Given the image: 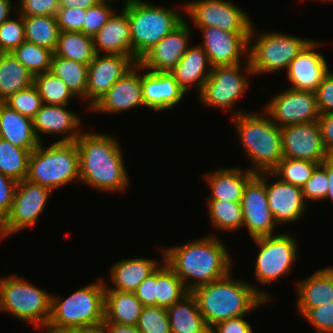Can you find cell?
Segmentation results:
<instances>
[{"mask_svg": "<svg viewBox=\"0 0 333 333\" xmlns=\"http://www.w3.org/2000/svg\"><path fill=\"white\" fill-rule=\"evenodd\" d=\"M0 138L30 152L40 144L34 132L33 120L4 102H0Z\"/></svg>", "mask_w": 333, "mask_h": 333, "instance_id": "f546056e", "label": "cell"}, {"mask_svg": "<svg viewBox=\"0 0 333 333\" xmlns=\"http://www.w3.org/2000/svg\"><path fill=\"white\" fill-rule=\"evenodd\" d=\"M227 276L191 291L209 329L221 321L250 315L253 310L272 299L263 289H257L243 279Z\"/></svg>", "mask_w": 333, "mask_h": 333, "instance_id": "3957f363", "label": "cell"}, {"mask_svg": "<svg viewBox=\"0 0 333 333\" xmlns=\"http://www.w3.org/2000/svg\"><path fill=\"white\" fill-rule=\"evenodd\" d=\"M185 19L155 44L139 60V65L147 71L170 72L188 49L191 26Z\"/></svg>", "mask_w": 333, "mask_h": 333, "instance_id": "ffe728a7", "label": "cell"}, {"mask_svg": "<svg viewBox=\"0 0 333 333\" xmlns=\"http://www.w3.org/2000/svg\"><path fill=\"white\" fill-rule=\"evenodd\" d=\"M136 62L126 55L95 54L88 65L86 102L88 110L118 81Z\"/></svg>", "mask_w": 333, "mask_h": 333, "instance_id": "d6986e66", "label": "cell"}, {"mask_svg": "<svg viewBox=\"0 0 333 333\" xmlns=\"http://www.w3.org/2000/svg\"><path fill=\"white\" fill-rule=\"evenodd\" d=\"M132 40V59L138 60L177 27L184 19L180 11L146 2L124 1Z\"/></svg>", "mask_w": 333, "mask_h": 333, "instance_id": "8992f818", "label": "cell"}, {"mask_svg": "<svg viewBox=\"0 0 333 333\" xmlns=\"http://www.w3.org/2000/svg\"><path fill=\"white\" fill-rule=\"evenodd\" d=\"M45 333H101L100 328H67L58 331H45Z\"/></svg>", "mask_w": 333, "mask_h": 333, "instance_id": "94428289", "label": "cell"}, {"mask_svg": "<svg viewBox=\"0 0 333 333\" xmlns=\"http://www.w3.org/2000/svg\"><path fill=\"white\" fill-rule=\"evenodd\" d=\"M33 85L37 88L43 104L65 106L69 105V100L76 98L62 79L50 71L36 74Z\"/></svg>", "mask_w": 333, "mask_h": 333, "instance_id": "ab89813d", "label": "cell"}, {"mask_svg": "<svg viewBox=\"0 0 333 333\" xmlns=\"http://www.w3.org/2000/svg\"><path fill=\"white\" fill-rule=\"evenodd\" d=\"M25 41L51 50L57 47L60 28L55 16H25Z\"/></svg>", "mask_w": 333, "mask_h": 333, "instance_id": "d590c367", "label": "cell"}, {"mask_svg": "<svg viewBox=\"0 0 333 333\" xmlns=\"http://www.w3.org/2000/svg\"><path fill=\"white\" fill-rule=\"evenodd\" d=\"M327 160L333 163V146L327 151Z\"/></svg>", "mask_w": 333, "mask_h": 333, "instance_id": "be15d7a7", "label": "cell"}, {"mask_svg": "<svg viewBox=\"0 0 333 333\" xmlns=\"http://www.w3.org/2000/svg\"><path fill=\"white\" fill-rule=\"evenodd\" d=\"M317 106L320 114L333 113V72L324 77L315 91Z\"/></svg>", "mask_w": 333, "mask_h": 333, "instance_id": "816d5d0a", "label": "cell"}, {"mask_svg": "<svg viewBox=\"0 0 333 333\" xmlns=\"http://www.w3.org/2000/svg\"><path fill=\"white\" fill-rule=\"evenodd\" d=\"M52 192L51 189L27 179L19 181L11 210L0 223V239L26 228H34Z\"/></svg>", "mask_w": 333, "mask_h": 333, "instance_id": "7c38bea8", "label": "cell"}, {"mask_svg": "<svg viewBox=\"0 0 333 333\" xmlns=\"http://www.w3.org/2000/svg\"><path fill=\"white\" fill-rule=\"evenodd\" d=\"M139 71L144 72V69L136 63L89 110L93 113L117 114L145 106Z\"/></svg>", "mask_w": 333, "mask_h": 333, "instance_id": "44dd1931", "label": "cell"}, {"mask_svg": "<svg viewBox=\"0 0 333 333\" xmlns=\"http://www.w3.org/2000/svg\"><path fill=\"white\" fill-rule=\"evenodd\" d=\"M17 183L14 179L0 173V223L11 210Z\"/></svg>", "mask_w": 333, "mask_h": 333, "instance_id": "f5cc1de1", "label": "cell"}, {"mask_svg": "<svg viewBox=\"0 0 333 333\" xmlns=\"http://www.w3.org/2000/svg\"><path fill=\"white\" fill-rule=\"evenodd\" d=\"M211 69L212 66L204 49L200 45H189L170 74L186 93L191 89L190 87L195 86L197 94H199L210 76Z\"/></svg>", "mask_w": 333, "mask_h": 333, "instance_id": "4316f807", "label": "cell"}, {"mask_svg": "<svg viewBox=\"0 0 333 333\" xmlns=\"http://www.w3.org/2000/svg\"><path fill=\"white\" fill-rule=\"evenodd\" d=\"M158 262L156 259L135 257L114 263L110 269V280L114 287H108L105 282V290L134 292L160 266Z\"/></svg>", "mask_w": 333, "mask_h": 333, "instance_id": "83f0119b", "label": "cell"}, {"mask_svg": "<svg viewBox=\"0 0 333 333\" xmlns=\"http://www.w3.org/2000/svg\"><path fill=\"white\" fill-rule=\"evenodd\" d=\"M266 185V193L270 211L278 226L299 221L308 207L302 192V187L282 181L273 172L258 173ZM275 182H268V179Z\"/></svg>", "mask_w": 333, "mask_h": 333, "instance_id": "e0dca14e", "label": "cell"}, {"mask_svg": "<svg viewBox=\"0 0 333 333\" xmlns=\"http://www.w3.org/2000/svg\"><path fill=\"white\" fill-rule=\"evenodd\" d=\"M244 62L246 64L243 69H241V64L212 67L210 76L198 94L205 107L234 110L236 102L248 90L250 83L248 75L253 76L248 59ZM244 69L245 75L240 72Z\"/></svg>", "mask_w": 333, "mask_h": 333, "instance_id": "8fae6325", "label": "cell"}, {"mask_svg": "<svg viewBox=\"0 0 333 333\" xmlns=\"http://www.w3.org/2000/svg\"><path fill=\"white\" fill-rule=\"evenodd\" d=\"M101 333H140L137 326L118 323H103Z\"/></svg>", "mask_w": 333, "mask_h": 333, "instance_id": "6f0895ef", "label": "cell"}, {"mask_svg": "<svg viewBox=\"0 0 333 333\" xmlns=\"http://www.w3.org/2000/svg\"><path fill=\"white\" fill-rule=\"evenodd\" d=\"M136 326L140 333H171L167 308L144 306Z\"/></svg>", "mask_w": 333, "mask_h": 333, "instance_id": "ee69618b", "label": "cell"}, {"mask_svg": "<svg viewBox=\"0 0 333 333\" xmlns=\"http://www.w3.org/2000/svg\"><path fill=\"white\" fill-rule=\"evenodd\" d=\"M262 111H231L239 142L252 162L249 170L255 174L272 172L283 158L280 127Z\"/></svg>", "mask_w": 333, "mask_h": 333, "instance_id": "277c9868", "label": "cell"}, {"mask_svg": "<svg viewBox=\"0 0 333 333\" xmlns=\"http://www.w3.org/2000/svg\"><path fill=\"white\" fill-rule=\"evenodd\" d=\"M157 269L150 274L134 291L144 306H156Z\"/></svg>", "mask_w": 333, "mask_h": 333, "instance_id": "db71d44e", "label": "cell"}, {"mask_svg": "<svg viewBox=\"0 0 333 333\" xmlns=\"http://www.w3.org/2000/svg\"><path fill=\"white\" fill-rule=\"evenodd\" d=\"M200 46L208 56L212 67L241 64V56L248 59L250 33H234L216 27H203ZM244 54V55H242Z\"/></svg>", "mask_w": 333, "mask_h": 333, "instance_id": "ac0fdd59", "label": "cell"}, {"mask_svg": "<svg viewBox=\"0 0 333 333\" xmlns=\"http://www.w3.org/2000/svg\"><path fill=\"white\" fill-rule=\"evenodd\" d=\"M67 105H47L43 104L33 120L35 135L40 143L39 135H66L55 142H75L83 132L80 131L81 120L74 113L67 109Z\"/></svg>", "mask_w": 333, "mask_h": 333, "instance_id": "603a6c76", "label": "cell"}, {"mask_svg": "<svg viewBox=\"0 0 333 333\" xmlns=\"http://www.w3.org/2000/svg\"><path fill=\"white\" fill-rule=\"evenodd\" d=\"M254 29L252 25L248 50V61L254 76L263 73H276L285 70V68V71H287L293 59L311 41L307 38L275 31L262 32L257 35L254 41Z\"/></svg>", "mask_w": 333, "mask_h": 333, "instance_id": "9c48e42d", "label": "cell"}, {"mask_svg": "<svg viewBox=\"0 0 333 333\" xmlns=\"http://www.w3.org/2000/svg\"><path fill=\"white\" fill-rule=\"evenodd\" d=\"M43 143L30 153L26 179L52 191L72 181L80 182L76 142H53L49 147Z\"/></svg>", "mask_w": 333, "mask_h": 333, "instance_id": "52a82bcc", "label": "cell"}, {"mask_svg": "<svg viewBox=\"0 0 333 333\" xmlns=\"http://www.w3.org/2000/svg\"><path fill=\"white\" fill-rule=\"evenodd\" d=\"M30 153L0 138V173L17 182L26 179Z\"/></svg>", "mask_w": 333, "mask_h": 333, "instance_id": "f35d334b", "label": "cell"}, {"mask_svg": "<svg viewBox=\"0 0 333 333\" xmlns=\"http://www.w3.org/2000/svg\"><path fill=\"white\" fill-rule=\"evenodd\" d=\"M52 294L17 274L0 278V310L19 320L46 328L51 314Z\"/></svg>", "mask_w": 333, "mask_h": 333, "instance_id": "ba28073f", "label": "cell"}, {"mask_svg": "<svg viewBox=\"0 0 333 333\" xmlns=\"http://www.w3.org/2000/svg\"><path fill=\"white\" fill-rule=\"evenodd\" d=\"M141 73L144 105L153 111H167L182 101L186 92L179 86L170 72L147 71Z\"/></svg>", "mask_w": 333, "mask_h": 333, "instance_id": "cb8c5ba5", "label": "cell"}, {"mask_svg": "<svg viewBox=\"0 0 333 333\" xmlns=\"http://www.w3.org/2000/svg\"><path fill=\"white\" fill-rule=\"evenodd\" d=\"M114 1L116 2V0H101L96 5L86 9V16L83 22V33L85 35L94 37L106 24L112 14L116 12L109 6L112 2L114 3Z\"/></svg>", "mask_w": 333, "mask_h": 333, "instance_id": "bcb514c9", "label": "cell"}, {"mask_svg": "<svg viewBox=\"0 0 333 333\" xmlns=\"http://www.w3.org/2000/svg\"><path fill=\"white\" fill-rule=\"evenodd\" d=\"M181 6L196 29L216 27L228 32L250 33L254 25L247 13L226 0H195Z\"/></svg>", "mask_w": 333, "mask_h": 333, "instance_id": "4fadbf2b", "label": "cell"}, {"mask_svg": "<svg viewBox=\"0 0 333 333\" xmlns=\"http://www.w3.org/2000/svg\"><path fill=\"white\" fill-rule=\"evenodd\" d=\"M318 123L320 125L324 147L328 151L333 146V113L320 114Z\"/></svg>", "mask_w": 333, "mask_h": 333, "instance_id": "9f6ffc18", "label": "cell"}, {"mask_svg": "<svg viewBox=\"0 0 333 333\" xmlns=\"http://www.w3.org/2000/svg\"><path fill=\"white\" fill-rule=\"evenodd\" d=\"M96 54L126 55L132 58V40L127 12H114L93 37Z\"/></svg>", "mask_w": 333, "mask_h": 333, "instance_id": "d4e9b609", "label": "cell"}, {"mask_svg": "<svg viewBox=\"0 0 333 333\" xmlns=\"http://www.w3.org/2000/svg\"><path fill=\"white\" fill-rule=\"evenodd\" d=\"M144 305L134 292L105 290L103 323H118L136 326Z\"/></svg>", "mask_w": 333, "mask_h": 333, "instance_id": "4dcf8cb0", "label": "cell"}, {"mask_svg": "<svg viewBox=\"0 0 333 333\" xmlns=\"http://www.w3.org/2000/svg\"><path fill=\"white\" fill-rule=\"evenodd\" d=\"M11 54L35 76L50 71L54 53L47 48L24 41Z\"/></svg>", "mask_w": 333, "mask_h": 333, "instance_id": "60d3db41", "label": "cell"}, {"mask_svg": "<svg viewBox=\"0 0 333 333\" xmlns=\"http://www.w3.org/2000/svg\"><path fill=\"white\" fill-rule=\"evenodd\" d=\"M320 163L283 157L272 171L282 181L302 187Z\"/></svg>", "mask_w": 333, "mask_h": 333, "instance_id": "b9f144b4", "label": "cell"}, {"mask_svg": "<svg viewBox=\"0 0 333 333\" xmlns=\"http://www.w3.org/2000/svg\"><path fill=\"white\" fill-rule=\"evenodd\" d=\"M243 227L252 239L275 235L279 227L270 211L265 180L255 174L245 185L242 196Z\"/></svg>", "mask_w": 333, "mask_h": 333, "instance_id": "9a60e30c", "label": "cell"}, {"mask_svg": "<svg viewBox=\"0 0 333 333\" xmlns=\"http://www.w3.org/2000/svg\"><path fill=\"white\" fill-rule=\"evenodd\" d=\"M297 310L304 316L310 309L333 302V266L316 271L296 284Z\"/></svg>", "mask_w": 333, "mask_h": 333, "instance_id": "484cf974", "label": "cell"}, {"mask_svg": "<svg viewBox=\"0 0 333 333\" xmlns=\"http://www.w3.org/2000/svg\"><path fill=\"white\" fill-rule=\"evenodd\" d=\"M17 8L21 16H55L59 10V0H20Z\"/></svg>", "mask_w": 333, "mask_h": 333, "instance_id": "681fc988", "label": "cell"}, {"mask_svg": "<svg viewBox=\"0 0 333 333\" xmlns=\"http://www.w3.org/2000/svg\"><path fill=\"white\" fill-rule=\"evenodd\" d=\"M255 175L242 168H222L204 175L210 188L208 200L242 202L243 191L247 182Z\"/></svg>", "mask_w": 333, "mask_h": 333, "instance_id": "f1b7e54d", "label": "cell"}, {"mask_svg": "<svg viewBox=\"0 0 333 333\" xmlns=\"http://www.w3.org/2000/svg\"><path fill=\"white\" fill-rule=\"evenodd\" d=\"M327 178H328V193L326 199H330L333 203V163L327 160Z\"/></svg>", "mask_w": 333, "mask_h": 333, "instance_id": "6125c7cd", "label": "cell"}, {"mask_svg": "<svg viewBox=\"0 0 333 333\" xmlns=\"http://www.w3.org/2000/svg\"><path fill=\"white\" fill-rule=\"evenodd\" d=\"M11 109L23 116L33 119L43 105L37 88L31 85L29 88L16 92L4 101Z\"/></svg>", "mask_w": 333, "mask_h": 333, "instance_id": "7bdbcfd3", "label": "cell"}, {"mask_svg": "<svg viewBox=\"0 0 333 333\" xmlns=\"http://www.w3.org/2000/svg\"><path fill=\"white\" fill-rule=\"evenodd\" d=\"M101 0H59V9H70V8H80L88 9L91 6L96 5Z\"/></svg>", "mask_w": 333, "mask_h": 333, "instance_id": "680465c9", "label": "cell"}, {"mask_svg": "<svg viewBox=\"0 0 333 333\" xmlns=\"http://www.w3.org/2000/svg\"><path fill=\"white\" fill-rule=\"evenodd\" d=\"M303 318L317 333H333V302L310 309Z\"/></svg>", "mask_w": 333, "mask_h": 333, "instance_id": "c3c4849f", "label": "cell"}, {"mask_svg": "<svg viewBox=\"0 0 333 333\" xmlns=\"http://www.w3.org/2000/svg\"><path fill=\"white\" fill-rule=\"evenodd\" d=\"M167 315L171 333H210L191 292L168 307Z\"/></svg>", "mask_w": 333, "mask_h": 333, "instance_id": "1f68e13d", "label": "cell"}, {"mask_svg": "<svg viewBox=\"0 0 333 333\" xmlns=\"http://www.w3.org/2000/svg\"><path fill=\"white\" fill-rule=\"evenodd\" d=\"M301 1H302V0H301ZM319 1H322V2H330V3L333 2V0H319Z\"/></svg>", "mask_w": 333, "mask_h": 333, "instance_id": "e7e4bbea", "label": "cell"}, {"mask_svg": "<svg viewBox=\"0 0 333 333\" xmlns=\"http://www.w3.org/2000/svg\"><path fill=\"white\" fill-rule=\"evenodd\" d=\"M283 157L322 163L327 159L318 121L290 124L280 128Z\"/></svg>", "mask_w": 333, "mask_h": 333, "instance_id": "2e32d148", "label": "cell"}, {"mask_svg": "<svg viewBox=\"0 0 333 333\" xmlns=\"http://www.w3.org/2000/svg\"><path fill=\"white\" fill-rule=\"evenodd\" d=\"M30 73L11 53H0V102L33 85Z\"/></svg>", "mask_w": 333, "mask_h": 333, "instance_id": "d6a6232c", "label": "cell"}, {"mask_svg": "<svg viewBox=\"0 0 333 333\" xmlns=\"http://www.w3.org/2000/svg\"><path fill=\"white\" fill-rule=\"evenodd\" d=\"M160 250L164 263L157 268L156 306L168 308L189 292L182 280L164 261V248Z\"/></svg>", "mask_w": 333, "mask_h": 333, "instance_id": "8d00e7d4", "label": "cell"}, {"mask_svg": "<svg viewBox=\"0 0 333 333\" xmlns=\"http://www.w3.org/2000/svg\"><path fill=\"white\" fill-rule=\"evenodd\" d=\"M263 110L280 128L290 124L318 121L320 117L315 92L292 88L273 96Z\"/></svg>", "mask_w": 333, "mask_h": 333, "instance_id": "5bb4252c", "label": "cell"}, {"mask_svg": "<svg viewBox=\"0 0 333 333\" xmlns=\"http://www.w3.org/2000/svg\"><path fill=\"white\" fill-rule=\"evenodd\" d=\"M328 178H327V159L319 164L312 177L302 186V192L306 203L308 200L318 201L326 199L328 193Z\"/></svg>", "mask_w": 333, "mask_h": 333, "instance_id": "7dc6e473", "label": "cell"}, {"mask_svg": "<svg viewBox=\"0 0 333 333\" xmlns=\"http://www.w3.org/2000/svg\"><path fill=\"white\" fill-rule=\"evenodd\" d=\"M86 10L77 7L59 9L56 15L57 23L61 32L72 31L83 33V22Z\"/></svg>", "mask_w": 333, "mask_h": 333, "instance_id": "f907efd6", "label": "cell"}, {"mask_svg": "<svg viewBox=\"0 0 333 333\" xmlns=\"http://www.w3.org/2000/svg\"><path fill=\"white\" fill-rule=\"evenodd\" d=\"M95 54L93 37L82 32H60L54 55L89 65Z\"/></svg>", "mask_w": 333, "mask_h": 333, "instance_id": "836d02e7", "label": "cell"}, {"mask_svg": "<svg viewBox=\"0 0 333 333\" xmlns=\"http://www.w3.org/2000/svg\"><path fill=\"white\" fill-rule=\"evenodd\" d=\"M51 314L43 331H58L67 328H101L104 322L105 281L79 288L65 299L52 293Z\"/></svg>", "mask_w": 333, "mask_h": 333, "instance_id": "5b68a950", "label": "cell"}, {"mask_svg": "<svg viewBox=\"0 0 333 333\" xmlns=\"http://www.w3.org/2000/svg\"><path fill=\"white\" fill-rule=\"evenodd\" d=\"M75 142L80 183L107 193L127 189L130 180L119 141L106 133L83 131Z\"/></svg>", "mask_w": 333, "mask_h": 333, "instance_id": "7a4b0ae2", "label": "cell"}, {"mask_svg": "<svg viewBox=\"0 0 333 333\" xmlns=\"http://www.w3.org/2000/svg\"><path fill=\"white\" fill-rule=\"evenodd\" d=\"M227 250L215 234H208L181 246L164 247V261L191 292L231 272L232 259Z\"/></svg>", "mask_w": 333, "mask_h": 333, "instance_id": "6da1fadb", "label": "cell"}, {"mask_svg": "<svg viewBox=\"0 0 333 333\" xmlns=\"http://www.w3.org/2000/svg\"><path fill=\"white\" fill-rule=\"evenodd\" d=\"M253 240L259 248L254 278L260 285H270L292 271L293 264L299 259L298 241L292 234L278 233Z\"/></svg>", "mask_w": 333, "mask_h": 333, "instance_id": "30bf717a", "label": "cell"}, {"mask_svg": "<svg viewBox=\"0 0 333 333\" xmlns=\"http://www.w3.org/2000/svg\"><path fill=\"white\" fill-rule=\"evenodd\" d=\"M207 210L214 228L232 232L243 228L241 202L207 200Z\"/></svg>", "mask_w": 333, "mask_h": 333, "instance_id": "74e56055", "label": "cell"}, {"mask_svg": "<svg viewBox=\"0 0 333 333\" xmlns=\"http://www.w3.org/2000/svg\"><path fill=\"white\" fill-rule=\"evenodd\" d=\"M50 72L62 79L76 98L86 101L88 65L53 54Z\"/></svg>", "mask_w": 333, "mask_h": 333, "instance_id": "e575fe53", "label": "cell"}, {"mask_svg": "<svg viewBox=\"0 0 333 333\" xmlns=\"http://www.w3.org/2000/svg\"><path fill=\"white\" fill-rule=\"evenodd\" d=\"M12 8V0H0V26L11 18Z\"/></svg>", "mask_w": 333, "mask_h": 333, "instance_id": "91938a15", "label": "cell"}, {"mask_svg": "<svg viewBox=\"0 0 333 333\" xmlns=\"http://www.w3.org/2000/svg\"><path fill=\"white\" fill-rule=\"evenodd\" d=\"M320 42L311 40L293 59L287 69L289 88L315 92L329 73L328 63L323 54L316 51Z\"/></svg>", "mask_w": 333, "mask_h": 333, "instance_id": "7402d4cb", "label": "cell"}, {"mask_svg": "<svg viewBox=\"0 0 333 333\" xmlns=\"http://www.w3.org/2000/svg\"><path fill=\"white\" fill-rule=\"evenodd\" d=\"M15 19H8L0 26V53H11L25 41L23 16L16 14Z\"/></svg>", "mask_w": 333, "mask_h": 333, "instance_id": "f6af8a7d", "label": "cell"}, {"mask_svg": "<svg viewBox=\"0 0 333 333\" xmlns=\"http://www.w3.org/2000/svg\"><path fill=\"white\" fill-rule=\"evenodd\" d=\"M243 318L245 316L221 321L210 329V333H254L251 324Z\"/></svg>", "mask_w": 333, "mask_h": 333, "instance_id": "11a10c76", "label": "cell"}]
</instances>
